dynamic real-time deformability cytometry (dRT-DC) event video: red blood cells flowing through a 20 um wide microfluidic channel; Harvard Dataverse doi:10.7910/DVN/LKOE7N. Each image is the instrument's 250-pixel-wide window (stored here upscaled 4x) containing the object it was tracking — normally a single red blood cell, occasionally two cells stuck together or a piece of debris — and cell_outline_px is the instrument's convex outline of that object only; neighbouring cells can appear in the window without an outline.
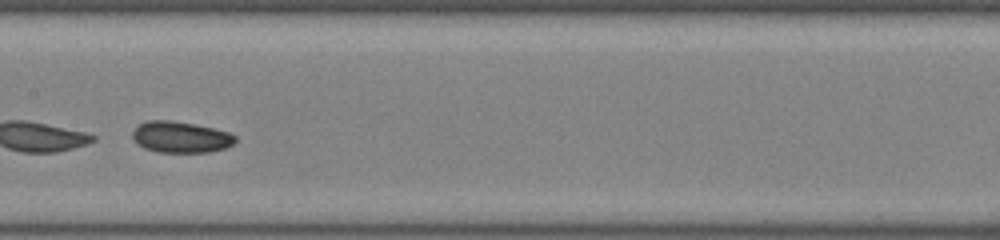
{"species": "common noctule bat (a hibernating species)", "species_latin": "Nyctalus noctula", "temperature_condition": "room temperature", "stored_images_in_passage": 39, "camera_frame_rate_fps": 3000, "um_per_image_px": 0.085, "animal": {"sex": "female", "body_mass_g": 22.0, "forearm_length_mm": 56.7}, "frame": {"image": 1, "passage_image": 17, "time_ms": 5.333, "image_size_px": [1000, 240], "cell_outline_px": [[236, 140], [232, 144], [224, 148], [208, 152], [160, 152], [144, 148], [136, 144], [132, 136], [132, 132], [144, 120], [172, 120], [212, 128], [228, 132], [236, 136]], "centroid_in_image_um": [15.32, 11.65], "position_along_channel_um": 192.1, "area_um2": 18.61}, "authors_computed_cell_mechanics": {"area_um2": 18.7272, "velocity_mm_per_s": 4.0531, "shape_relaxation_time_tau1_ms": 4.1671, "shape_relaxation_time_tau2_ms": null, "deformation_change_tau1": 0.0812, "deformation_change_tau2": null}}